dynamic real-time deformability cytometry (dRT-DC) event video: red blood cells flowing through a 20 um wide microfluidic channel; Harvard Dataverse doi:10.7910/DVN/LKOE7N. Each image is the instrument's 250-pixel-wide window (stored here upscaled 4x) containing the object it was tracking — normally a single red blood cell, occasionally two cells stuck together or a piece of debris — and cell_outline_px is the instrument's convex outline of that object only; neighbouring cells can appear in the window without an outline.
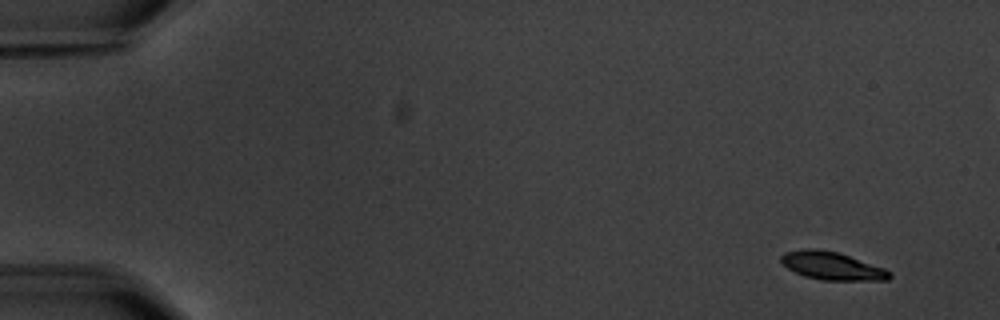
{"species": "common noctule bat (a hibernating species)", "species_latin": "Nyctalus noctula", "temperature_condition": "warm", "stored_images_in_passage": 5, "camera_frame_rate_fps": 3000, "um_per_image_px": 0.085, "animal": {"sex": "male", "body_mass_g": 20.1, "forearm_length_mm": 53.5}, "frame": {"image": 1, "passage_image": 1, "time_ms": 0.0, "image_size_px": [1000, 320], "cell_outline_px": [[892, 276], [888, 280], [820, 280], [804, 276], [788, 268], [780, 260], [780, 256], [784, 252], [804, 248], [812, 248], [836, 252], [884, 268], [892, 272]], "centroid_in_image_um": [70.7, 22.6], "position_along_channel_um": 14.3, "area_um2": 17.51}}